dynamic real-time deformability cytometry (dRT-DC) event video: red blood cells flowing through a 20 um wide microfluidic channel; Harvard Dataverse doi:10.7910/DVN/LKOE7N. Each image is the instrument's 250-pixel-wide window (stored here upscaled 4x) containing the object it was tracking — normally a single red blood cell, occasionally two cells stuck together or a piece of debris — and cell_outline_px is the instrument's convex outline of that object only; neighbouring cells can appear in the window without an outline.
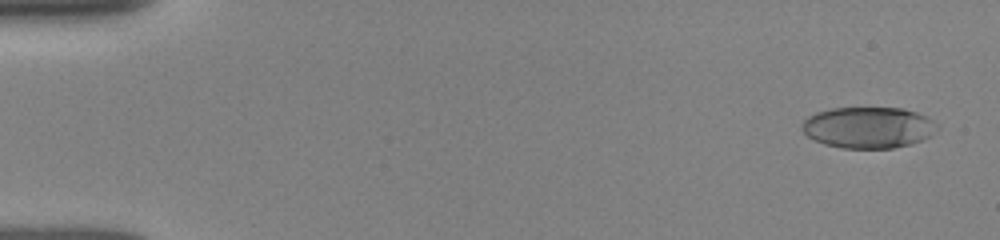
{"species": "human", "species_latin": "Homo sapiens", "temperature_condition": "room temperature", "stored_images_in_passage": 51, "camera_frame_rate_fps": 3000, "um_per_image_px": 0.085, "donor": {"sex": "female"}, "frame": {"image": 1, "passage_image": 2, "time_ms": 0.333, "image_size_px": [1000, 240], "cell_outline_px": [[940, 128], [924, 140], [892, 148], [840, 148], [824, 144], [808, 136], [800, 128], [800, 124], [808, 116], [816, 112], [832, 108], [904, 108], [916, 112], [932, 120]], "centroid_in_image_um": [73.79, 10.83], "position_along_channel_um": 11.2, "area_um2": 32.54}}
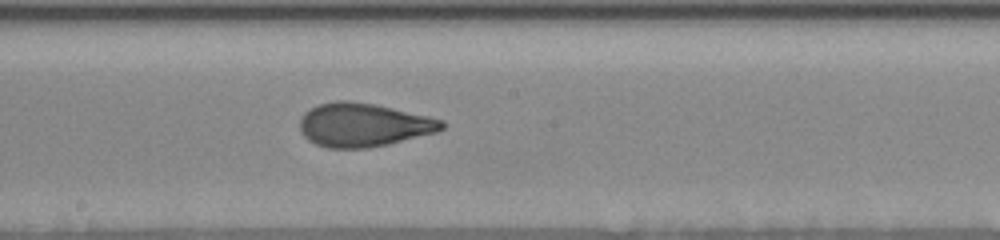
{"frame": {"image": 2, "passage_image": 28, "time_ms": 9.0, "image_size_px": [1000, 240], "cell_outline_px": [[444, 128], [436, 132], [388, 144], [368, 148], [328, 148], [316, 144], [308, 140], [300, 132], [300, 120], [304, 112], [316, 104], [336, 100], [348, 100], [372, 104], [392, 108], [428, 116], [444, 120]], "centroid_in_image_um": [30.85, 10.61], "position_along_channel_um": 217.3, "area_um2": 36.07}}
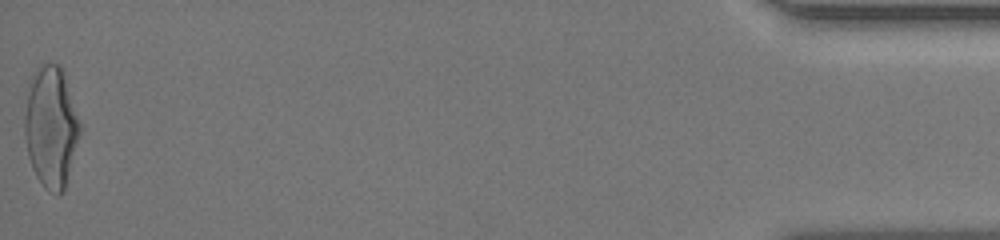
{"frame": {"image": 3, "passage_image": 51, "time_ms": 16.667, "image_size_px": [1000, 240], "cell_outline_px": [[80, 132], [64, 192], [56, 196], [48, 192], [44, 188], [36, 176], [32, 168], [28, 156], [24, 136], [24, 116], [28, 92], [32, 72], [40, 64], [60, 64], [80, 124]], "centroid_in_image_um": [4.31, 10.84], "position_along_channel_um": 430.9, "area_um2": 38.9}, "authors_computed_cell_mechanics": {"area_um2": 35.2002, "velocity_mm_per_s": 3.9457, "shape_relaxation_time_tau1_ms": 5.9032, "shape_relaxation_time_tau2_ms": 0.9708, "deformation_change_tau1": 0.2111, "deformation_change_tau2": 0.0809}}